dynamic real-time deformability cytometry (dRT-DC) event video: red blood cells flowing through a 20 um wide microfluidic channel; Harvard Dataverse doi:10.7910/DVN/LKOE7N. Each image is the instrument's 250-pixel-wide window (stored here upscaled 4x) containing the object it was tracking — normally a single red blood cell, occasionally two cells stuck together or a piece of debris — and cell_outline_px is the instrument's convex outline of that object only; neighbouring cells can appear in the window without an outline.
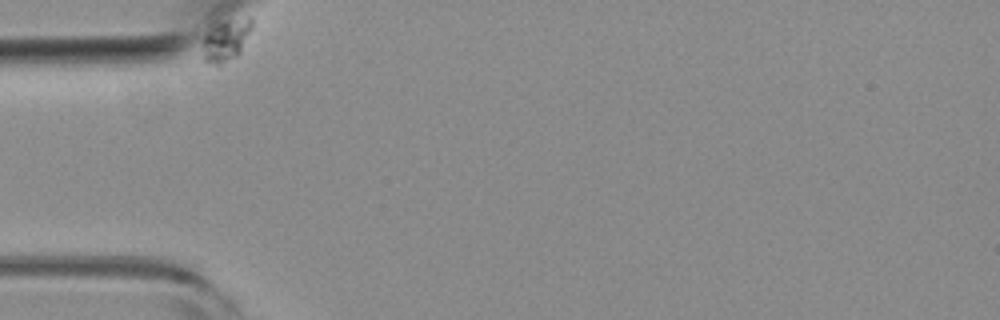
{"species": "common noctule bat (a hibernating species)", "species_latin": "Nyctalus noctula", "temperature_condition": "room temperature", "stored_images_in_passage": 7, "camera_frame_rate_fps": 3000, "um_per_image_px": 0.085, "animal": {"sex": "female", "body_mass_g": 19.3, "forearm_length_mm": 54.1}, "frame": {"image": 1, "passage_image": 1, "time_ms": 0.0, "image_size_px": [1000, 320], "cell_outline_px": [[252, 28], [240, 56], [220, 68], [216, 68], [208, 64], [204, 60], [204, 36], [212, 28], [224, 20], [252, 20]], "centroid_in_image_um": [19.22, 3.56], "position_along_channel_um": 65.8, "area_um2": 12.2}}